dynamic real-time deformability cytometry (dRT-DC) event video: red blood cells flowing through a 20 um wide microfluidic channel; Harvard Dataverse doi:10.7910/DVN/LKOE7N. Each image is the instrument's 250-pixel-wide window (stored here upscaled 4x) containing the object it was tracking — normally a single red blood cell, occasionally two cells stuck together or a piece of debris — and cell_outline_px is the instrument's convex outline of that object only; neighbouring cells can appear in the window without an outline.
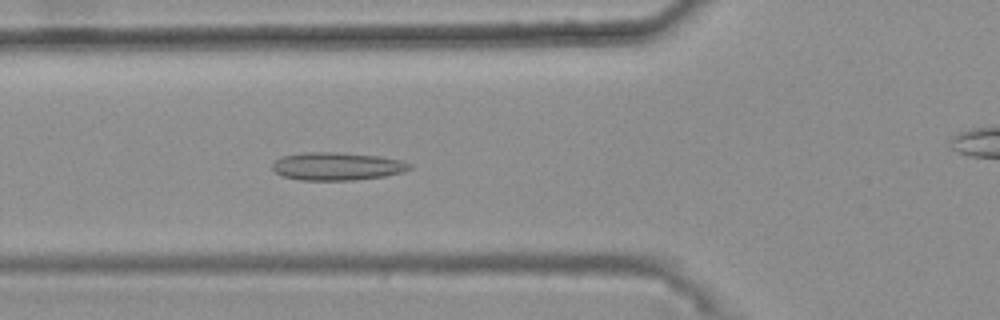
{"species": "common noctule bat (a hibernating species)", "species_latin": "Nyctalus noctula", "temperature_condition": "warm", "stored_images_in_passage": 47, "camera_frame_rate_fps": 3000, "um_per_image_px": 0.085, "animal": {"sex": "female", "body_mass_g": 25.1}, "frame": {"image": 1, "passage_image": 19, "time_ms": 6.0, "image_size_px": [1000, 320], "cell_outline_px": [[412, 168], [404, 172], [384, 176], [356, 180], [300, 180], [284, 176], [276, 172], [272, 168], [272, 164], [276, 160], [284, 156], [304, 152], [336, 152], [380, 156], [404, 160], [412, 164]], "centroid_in_image_um": [28.71, 14.13], "position_along_channel_um": 97.1, "area_um2": 22.43}}
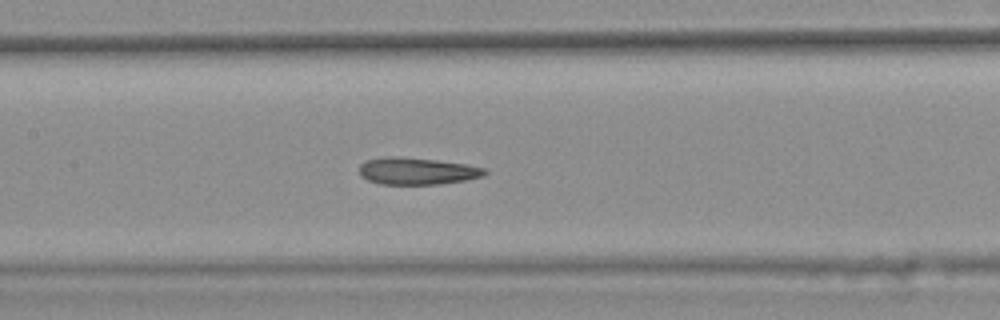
{"frame": {"image": 2, "passage_image": 25, "time_ms": 8.0, "image_size_px": [1000, 320], "cell_outline_px": [[488, 172], [484, 176], [468, 180], [440, 184], [380, 184], [368, 180], [360, 176], [360, 164], [364, 160], [392, 156], [400, 156], [436, 160], [464, 164], [484, 168]], "centroid_in_image_um": [35.44, 14.54], "position_along_channel_um": 172.0, "area_um2": 19.83}}
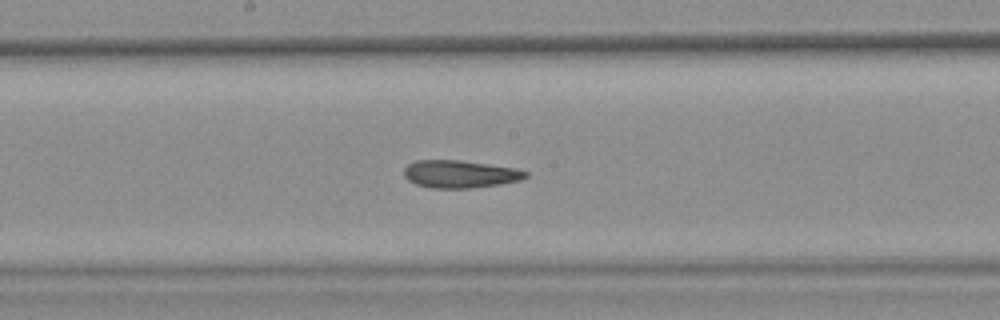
{"frame": {"image": 3, "passage_image": 28, "time_ms": 9.0, "image_size_px": [1000, 320], "cell_outline_px": [[528, 176], [520, 180], [500, 184], [472, 188], [432, 188], [416, 184], [408, 180], [404, 176], [404, 168], [408, 164], [416, 160], [460, 160], [516, 168], [528, 172]], "centroid_in_image_um": [39.09, 14.79], "position_along_channel_um": 209.1, "area_um2": 19.59}, "authors_computed_cell_mechanics": {"area_um2": 20.1722, "velocity_mm_per_s": 3.7325, "shape_relaxation_time_tau1_ms": null, "shape_relaxation_time_tau2_ms": 5.7715, "deformation_change_tau1": null, "deformation_change_tau2": 0.1352}}